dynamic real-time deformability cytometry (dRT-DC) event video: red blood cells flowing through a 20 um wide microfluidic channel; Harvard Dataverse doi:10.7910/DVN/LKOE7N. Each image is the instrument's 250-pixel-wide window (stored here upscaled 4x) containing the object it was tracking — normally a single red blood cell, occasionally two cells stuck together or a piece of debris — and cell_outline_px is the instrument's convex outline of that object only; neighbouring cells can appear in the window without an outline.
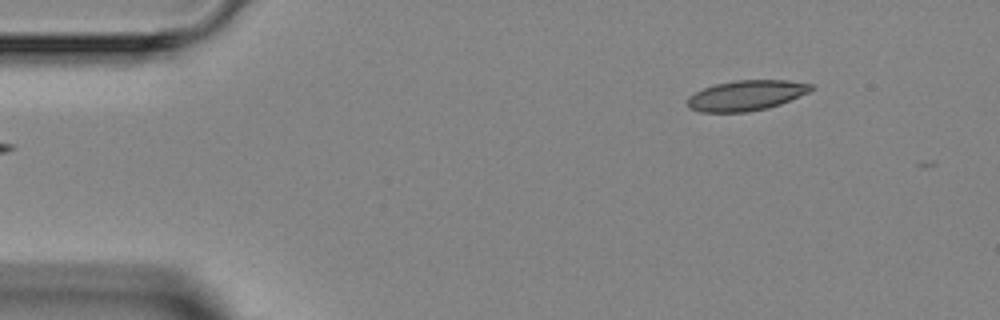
{"species": "Egyptian fruit bat (a non-hibernating species)", "species_latin": "Rousettus aegyptiacus", "temperature_condition": "room temperature", "stored_images_in_passage": 2, "camera_frame_rate_fps": 3000, "um_per_image_px": 0.085, "animal": {"sex": "female"}, "frame": {"image": 1, "passage_image": 2, "time_ms": 1.0, "image_size_px": [1000, 320], "cell_outline_px": [[816, 88], [808, 92], [780, 104], [768, 108], [748, 112], [700, 112], [688, 108], [688, 96], [704, 88], [716, 84], [736, 80], [788, 80], [812, 84]], "centroid_in_image_um": [63.43, 8.11], "position_along_channel_um": 21.6, "area_um2": 21.79}}